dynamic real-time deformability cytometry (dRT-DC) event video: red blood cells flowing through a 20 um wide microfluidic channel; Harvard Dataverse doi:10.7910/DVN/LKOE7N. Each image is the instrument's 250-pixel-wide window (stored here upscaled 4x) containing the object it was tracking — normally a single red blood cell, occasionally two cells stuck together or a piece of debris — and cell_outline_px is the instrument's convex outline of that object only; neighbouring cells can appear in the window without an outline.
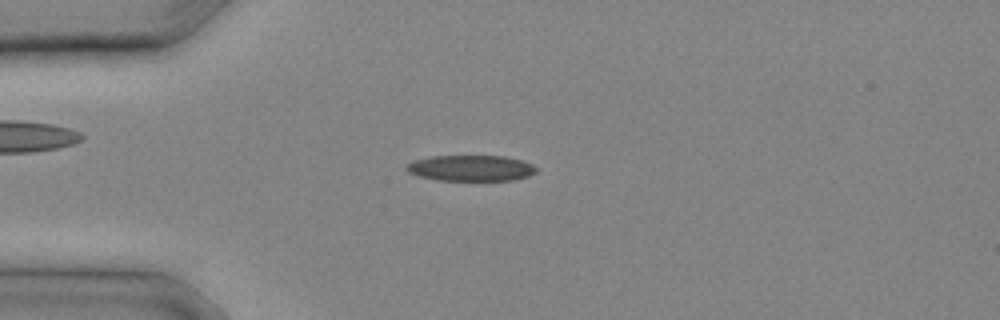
{"species": "common noctule bat (a hibernating species)", "species_latin": "Nyctalus noctula", "temperature_condition": "cold", "stored_images_in_passage": 8, "camera_frame_rate_fps": 3000, "um_per_image_px": 0.085, "animal": {"sex": "male", "body_mass_g": 20.4}, "frame": {"image": 1, "passage_image": 2, "time_ms": 0.333, "image_size_px": [1000, 320], "cell_outline_px": [[536, 172], [528, 176], [512, 180], [436, 180], [420, 176], [408, 172], [404, 168], [408, 164], [416, 160], [432, 156], [504, 156], [520, 160], [532, 164], [536, 168]], "centroid_in_image_um": [40.02, 14.29], "position_along_channel_um": 45.0, "area_um2": 19.36}}
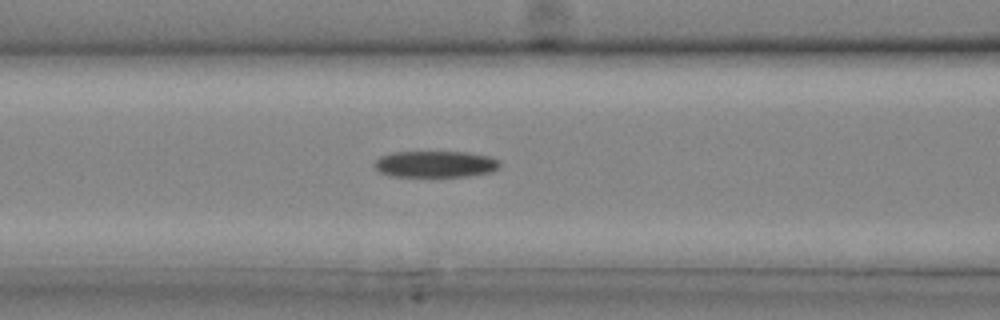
{"frame": {"image": 2, "passage_image": 6, "time_ms": 1.667, "image_size_px": [1000, 320], "cell_outline_px": [[500, 168], [492, 172], [468, 176], [388, 176], [380, 172], [372, 164], [380, 156], [392, 152], [468, 152], [492, 156], [500, 160]], "centroid_in_image_um": [37.04, 13.94], "position_along_channel_um": 129.6, "area_um2": 19.59}}
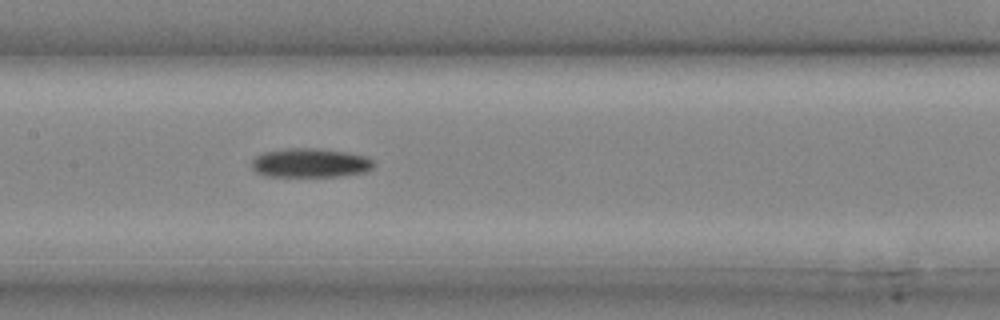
{"frame": {"image": 3, "passage_image": 8, "time_ms": 2.333, "image_size_px": [1000, 320], "cell_outline_px": [[376, 164], [368, 172], [340, 176], [264, 176], [256, 172], [252, 168], [252, 160], [256, 156], [264, 152], [288, 148], [316, 148], [344, 152], [368, 156]], "centroid_in_image_um": [26.4, 13.85], "position_along_channel_um": 181.0, "area_um2": 20.81}}